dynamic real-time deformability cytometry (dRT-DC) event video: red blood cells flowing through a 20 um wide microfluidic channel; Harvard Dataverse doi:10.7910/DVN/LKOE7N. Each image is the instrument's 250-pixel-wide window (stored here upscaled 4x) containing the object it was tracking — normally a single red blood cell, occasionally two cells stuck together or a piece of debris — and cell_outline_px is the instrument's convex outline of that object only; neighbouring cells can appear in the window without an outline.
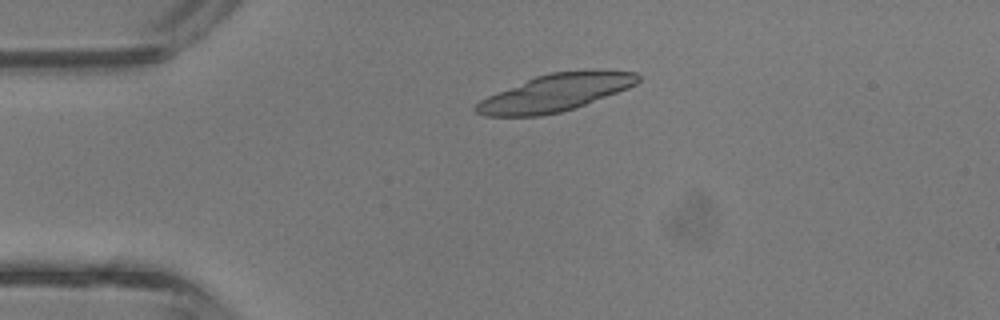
{"species": "common noctule bat (a hibernating species)", "species_latin": "Nyctalus noctula", "temperature_condition": "room temperature", "stored_images_in_passage": 15, "camera_frame_rate_fps": 3000, "um_per_image_px": 0.085, "animal": {"sex": "male", "body_mass_g": 13.3}, "frame": {"image": 1, "passage_image": 9, "time_ms": 2.667, "image_size_px": [1000, 320], "cell_outline_px": [[640, 80], [636, 84], [628, 88], [576, 108], [560, 112], [540, 116], [484, 116], [476, 112], [472, 108], [480, 100], [488, 96], [536, 76], [552, 72], [636, 72], [640, 76]], "centroid_in_image_um": [47.15, 7.93], "position_along_channel_um": 37.9, "area_um2": 34.16}}